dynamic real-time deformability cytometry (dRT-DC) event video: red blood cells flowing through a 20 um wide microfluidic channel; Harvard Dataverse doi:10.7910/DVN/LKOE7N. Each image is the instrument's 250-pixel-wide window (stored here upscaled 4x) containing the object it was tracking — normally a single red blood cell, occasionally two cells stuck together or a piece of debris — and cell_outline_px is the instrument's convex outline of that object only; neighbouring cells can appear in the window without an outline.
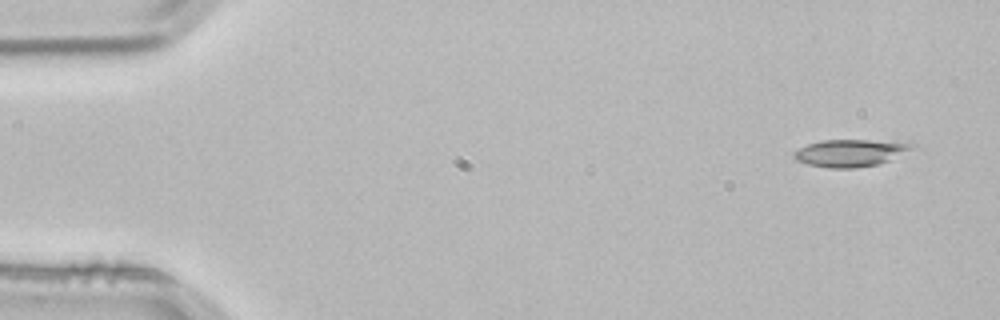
{"species": "common noctule bat (a hibernating species)", "species_latin": "Nyctalus noctula", "temperature_condition": "room temperature", "stored_images_in_passage": 4, "camera_frame_rate_fps": 3000, "um_per_image_px": 0.085, "animal": {"sex": "male", "body_mass_g": 21.5, "forearm_length_mm": 52.0}, "frame": {"image": 1, "passage_image": 1, "time_ms": 0.0, "image_size_px": [1000, 320], "cell_outline_px": [[920, 148], [880, 164], [852, 168], [828, 168], [808, 164], [796, 160], [792, 156], [792, 152], [808, 144], [820, 140], [868, 140], [916, 144]], "centroid_in_image_um": [72.33, 13.0], "position_along_channel_um": 12.7, "area_um2": 18.96}}
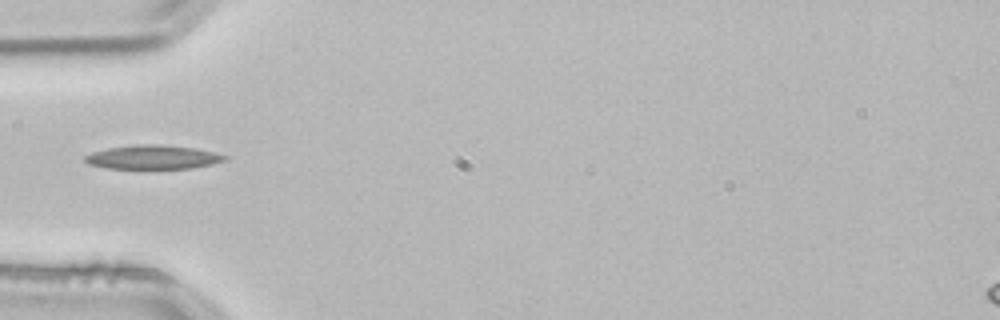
{"frame": {"image": 2, "passage_image": 4, "time_ms": 1.0, "image_size_px": [1000, 320], "cell_outline_px": [[228, 160], [212, 164], [192, 168], [104, 168], [88, 164], [84, 160], [84, 156], [92, 152], [108, 148], [140, 144], [160, 144], [192, 148], [212, 152], [228, 156]], "centroid_in_image_um": [12.98, 13.36], "position_along_channel_um": 72.0, "area_um2": 19.36}}